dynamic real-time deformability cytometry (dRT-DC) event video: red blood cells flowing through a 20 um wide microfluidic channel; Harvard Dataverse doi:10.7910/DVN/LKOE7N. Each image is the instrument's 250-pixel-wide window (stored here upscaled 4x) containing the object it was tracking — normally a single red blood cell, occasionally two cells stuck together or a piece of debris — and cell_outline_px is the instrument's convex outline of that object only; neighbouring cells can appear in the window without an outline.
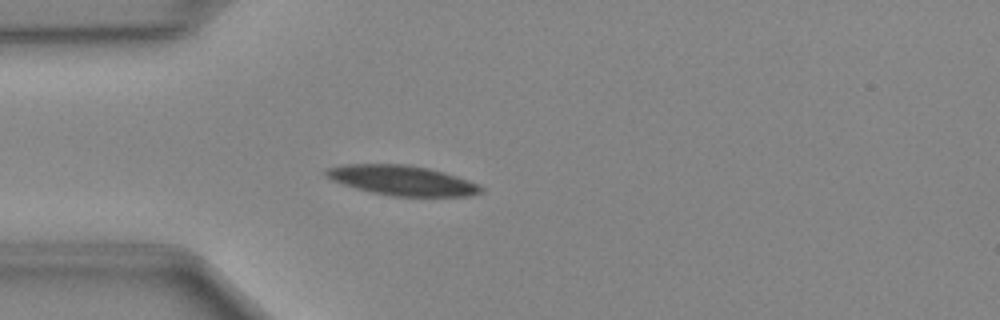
{"species": "Egyptian fruit bat (a non-hibernating species)", "species_latin": "Rousettus aegyptiacus", "temperature_condition": "cold", "stored_images_in_passage": 33, "camera_frame_rate_fps": 3000, "um_per_image_px": 0.085, "animal": {"sex": "female"}, "frame": {"image": 1, "passage_image": 6, "time_ms": 1.667, "image_size_px": [1000, 320], "cell_outline_px": [[484, 192], [472, 196], [392, 196], [372, 192], [356, 188], [332, 180], [324, 172], [328, 168], [344, 164], [404, 164], [428, 168], [444, 172], [480, 184], [484, 188]], "centroid_in_image_um": [34.24, 15.34], "position_along_channel_um": 50.8, "area_um2": 26.88}}
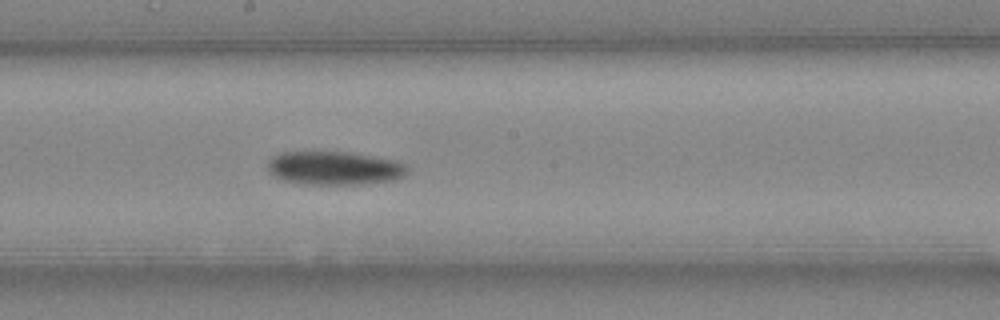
{"frame": {"image": 2, "passage_image": 19, "time_ms": 6.0, "image_size_px": [1000, 320], "cell_outline_px": [[412, 168], [404, 176], [396, 180], [364, 184], [304, 184], [284, 180], [272, 176], [268, 172], [268, 160], [272, 156], [284, 152], [352, 152], [396, 160], [408, 164]], "centroid_in_image_um": [28.49, 14.29], "position_along_channel_um": 219.7, "area_um2": 27.8}}
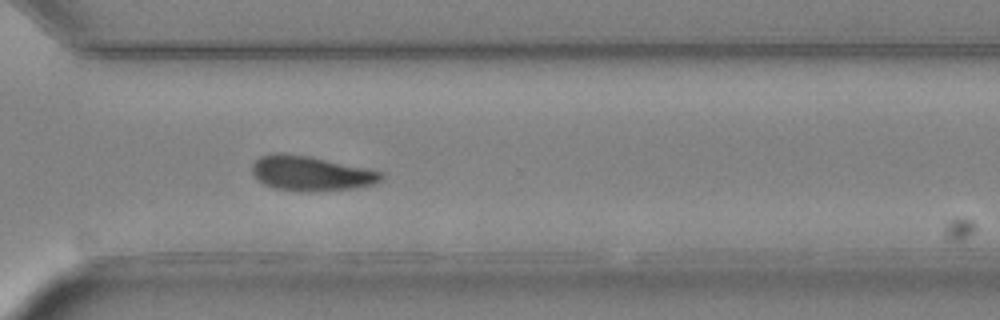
{"frame": {"image": 3, "passage_image": 28, "time_ms": 9.0, "image_size_px": [1000, 320], "cell_outline_px": [[384, 176], [380, 180], [372, 184], [356, 188], [316, 192], [308, 192], [276, 188], [264, 184], [252, 172], [252, 164], [260, 156], [276, 152], [280, 152], [308, 156], [384, 172]], "centroid_in_image_um": [26.43, 14.74], "position_along_channel_um": 344.2, "area_um2": 26.01}}